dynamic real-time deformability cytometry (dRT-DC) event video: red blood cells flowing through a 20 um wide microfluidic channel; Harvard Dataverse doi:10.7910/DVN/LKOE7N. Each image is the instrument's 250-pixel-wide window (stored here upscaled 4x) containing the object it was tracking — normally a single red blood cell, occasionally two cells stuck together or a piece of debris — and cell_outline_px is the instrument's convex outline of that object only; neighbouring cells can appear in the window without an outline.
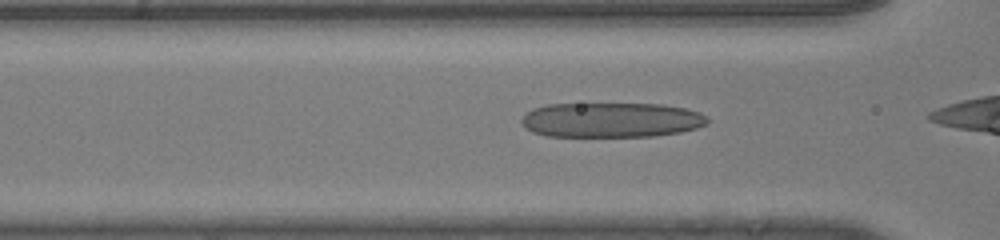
{"species": "human", "species_latin": "Homo sapiens", "temperature_condition": "room temperature", "stored_images_in_passage": 46, "camera_frame_rate_fps": 3000, "um_per_image_px": 0.085, "donor": {"sex": "male"}, "frame": {"image": 1, "passage_image": 26, "time_ms": 8.333, "image_size_px": [1000, 240], "cell_outline_px": [[708, 124], [696, 128], [680, 132], [652, 136], [548, 136], [532, 132], [524, 128], [520, 120], [532, 108], [548, 104], [664, 104], [684, 108], [700, 112], [708, 116]], "centroid_in_image_um": [51.96, 10.19], "position_along_channel_um": 114.6, "area_um2": 37.92}}
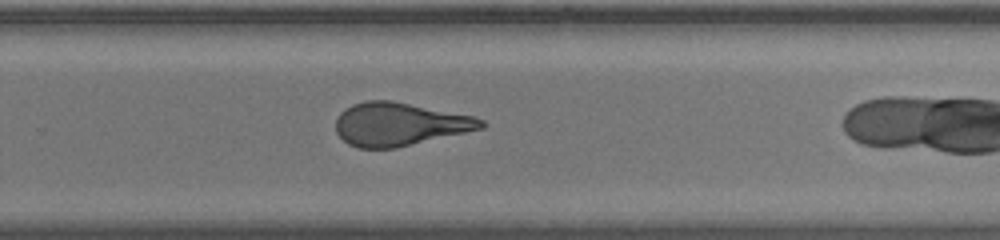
{"frame": {"image": 2, "passage_image": 39, "time_ms": 12.667, "image_size_px": [1000, 240], "cell_outline_px": [[484, 128], [396, 148], [360, 148], [348, 144], [336, 132], [336, 120], [340, 112], [344, 108], [352, 104], [364, 100], [392, 100], [472, 116], [484, 120]], "centroid_in_image_um": [33.92, 10.55], "position_along_channel_um": 295.9, "area_um2": 36.47}}
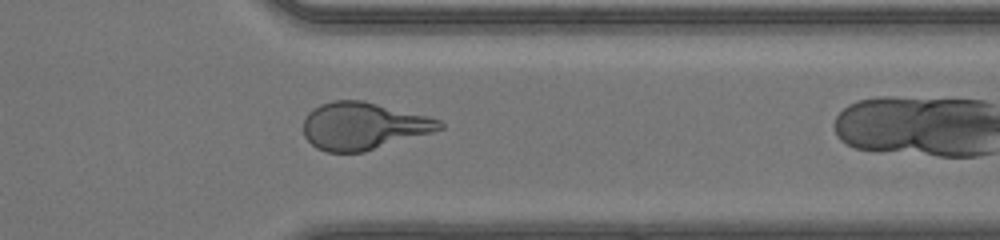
{"frame": {"image": 3, "passage_image": 45, "time_ms": 14.667, "image_size_px": [1000, 240], "cell_outline_px": [[444, 128], [432, 132], [364, 152], [328, 152], [316, 148], [304, 136], [304, 120], [308, 112], [320, 104], [332, 100], [364, 100], [428, 116], [440, 120], [444, 124]], "centroid_in_image_um": [30.87, 10.7], "position_along_channel_um": 380.5, "area_um2": 37.51}}